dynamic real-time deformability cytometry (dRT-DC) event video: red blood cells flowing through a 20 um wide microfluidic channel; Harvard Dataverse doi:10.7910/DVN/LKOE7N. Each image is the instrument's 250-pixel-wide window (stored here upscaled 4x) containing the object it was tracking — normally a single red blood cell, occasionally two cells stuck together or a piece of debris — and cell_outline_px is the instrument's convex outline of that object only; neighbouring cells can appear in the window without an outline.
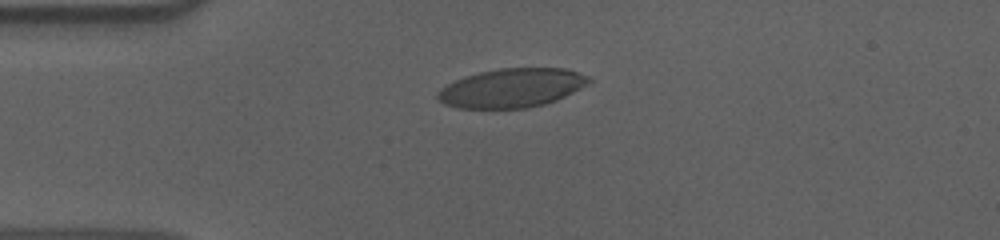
{"species": "human", "species_latin": "Homo sapiens", "temperature_condition": "cold", "stored_images_in_passage": 44, "camera_frame_rate_fps": 3000, "um_per_image_px": 0.085, "donor": {"sex": "male"}, "frame": {"image": 1, "passage_image": 1, "time_ms": 0.0, "image_size_px": [1000, 240], "cell_outline_px": [[592, 80], [588, 84], [556, 100], [544, 104], [528, 108], [460, 108], [444, 104], [436, 96], [436, 92], [440, 88], [464, 76], [480, 72], [500, 68], [564, 68], [588, 76]], "centroid_in_image_um": [43.48, 7.47], "position_along_channel_um": 41.5, "area_um2": 34.16}}
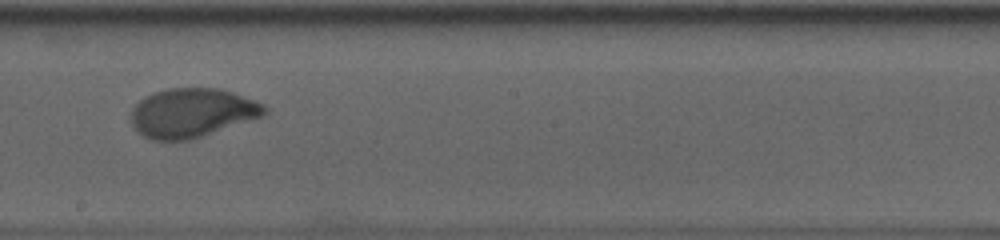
{"frame": {"image": 2, "passage_image": 19, "time_ms": 6.0, "image_size_px": [1000, 240], "cell_outline_px": [[268, 112], [264, 116], [188, 140], [152, 140], [144, 136], [132, 124], [132, 108], [144, 96], [168, 88], [220, 88], [232, 92], [264, 104], [268, 108]], "centroid_in_image_um": [16.35, 9.58], "position_along_channel_um": 231.9, "area_um2": 37.86}}
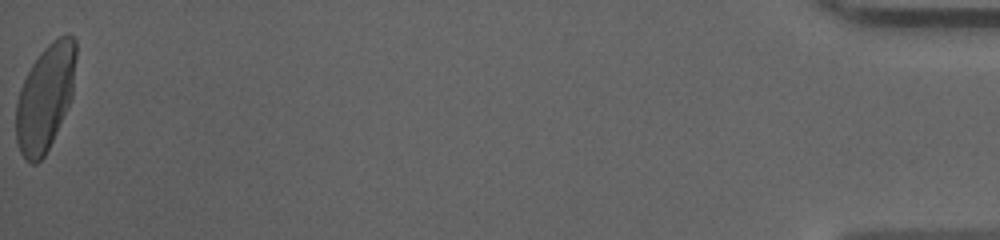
{"frame": {"image": 3, "passage_image": 44, "time_ms": 14.333, "image_size_px": [1000, 240], "cell_outline_px": [[76, 56], [72, 96], [52, 140], [44, 156], [36, 164], [28, 164], [24, 160], [20, 152], [16, 140], [16, 104], [20, 88], [32, 64], [40, 52], [52, 40], [60, 36], [72, 36], [76, 40]], "centroid_in_image_um": [3.83, 8.31], "position_along_channel_um": 431.4, "area_um2": 36.82}, "authors_computed_cell_mechanics": {"area_um2": 37.4544, "velocity_mm_per_s": 3.6084, "shape_relaxation_time_tau1_ms": 4.1655, "shape_relaxation_time_tau2_ms": null, "deformation_change_tau1": 0.1958, "deformation_change_tau2": null}}